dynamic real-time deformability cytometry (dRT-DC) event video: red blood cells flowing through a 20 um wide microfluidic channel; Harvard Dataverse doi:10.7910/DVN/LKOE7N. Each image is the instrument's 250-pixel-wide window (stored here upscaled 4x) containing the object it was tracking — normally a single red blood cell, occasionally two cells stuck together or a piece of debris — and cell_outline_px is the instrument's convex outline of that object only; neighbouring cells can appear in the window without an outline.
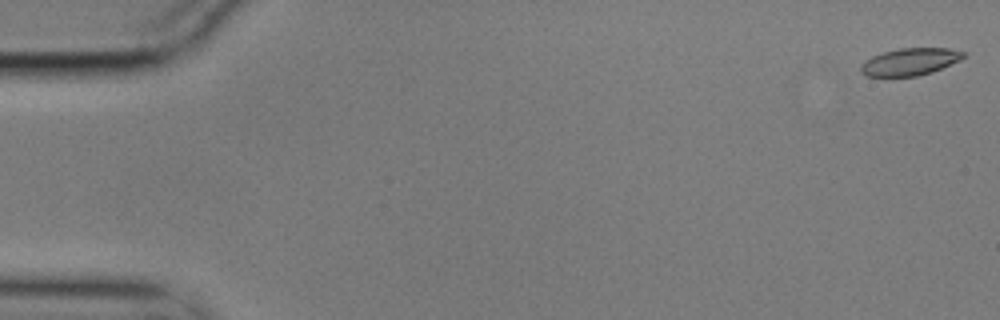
{"species": "common noctule bat (a hibernating species)", "species_latin": "Nyctalus noctula", "temperature_condition": "cold", "stored_images_in_passage": 12, "camera_frame_rate_fps": 3000, "um_per_image_px": 0.085, "animal": {"sex": "male", "body_mass_g": 17.9}, "frame": {"image": 1, "passage_image": 1, "time_ms": 0.0, "image_size_px": [1000, 320], "cell_outline_px": [[964, 56], [960, 60], [932, 72], [916, 76], [868, 76], [860, 72], [860, 64], [864, 60], [872, 56], [884, 52], [900, 48], [948, 48], [964, 52]], "centroid_in_image_um": [77.31, 5.25], "position_along_channel_um": 7.7, "area_um2": 16.18}}